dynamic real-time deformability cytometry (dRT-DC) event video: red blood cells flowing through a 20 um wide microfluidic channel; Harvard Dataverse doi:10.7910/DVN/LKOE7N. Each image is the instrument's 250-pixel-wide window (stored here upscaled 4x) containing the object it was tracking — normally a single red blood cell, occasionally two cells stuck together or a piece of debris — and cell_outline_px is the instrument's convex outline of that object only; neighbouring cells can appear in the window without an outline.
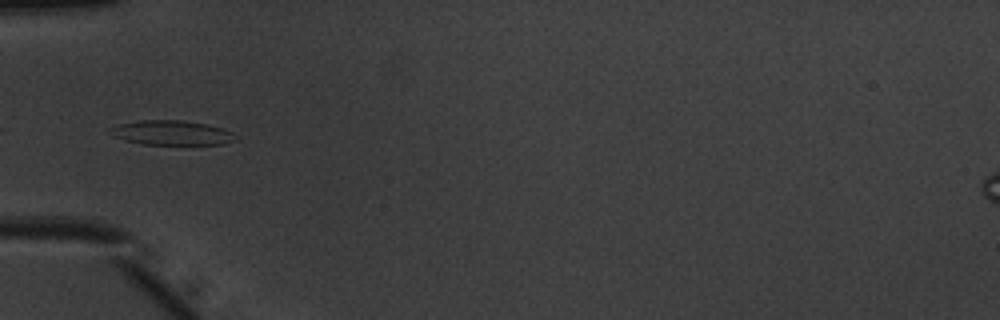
{"species": "common noctule bat (a hibernating species)", "species_latin": "Nyctalus noctula", "temperature_condition": "warm", "stored_images_in_passage": 35, "camera_frame_rate_fps": 3000, "um_per_image_px": 0.085, "animal": {"sex": "male", "body_mass_g": 20.1, "forearm_length_mm": 53.5}, "frame": {"image": 1, "passage_image": 1, "time_ms": 0.0, "image_size_px": [1000, 320], "cell_outline_px": [[236, 140], [224, 144], [144, 144], [128, 140], [116, 136], [108, 132], [108, 128], [120, 124], [140, 120], [184, 120], [208, 124], [232, 132], [236, 136]], "centroid_in_image_um": [14.62, 11.27], "position_along_channel_um": 70.4, "area_um2": 17.74}}
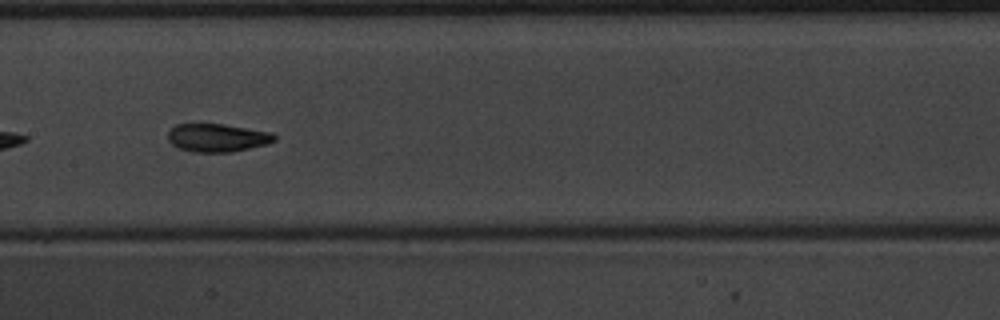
{"frame": {"image": 2, "passage_image": 10, "time_ms": 3.0, "image_size_px": [1000, 320], "cell_outline_px": [[276, 140], [268, 144], [232, 152], [192, 152], [180, 148], [172, 144], [168, 140], [168, 132], [176, 124], [224, 124], [272, 132], [276, 136]], "centroid_in_image_um": [18.5, 11.71], "position_along_channel_um": 188.9, "area_um2": 17.51}}
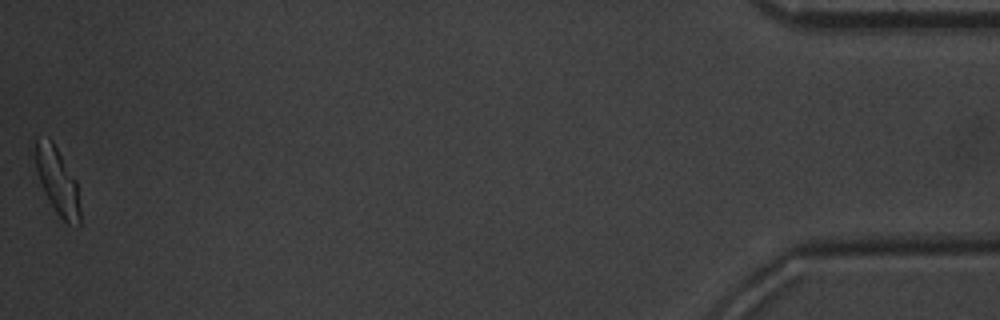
{"frame": {"image": 3, "passage_image": 35, "time_ms": 11.333, "image_size_px": [1000, 320], "cell_outline_px": [[80, 224], [76, 228], [68, 224], [56, 212], [48, 200], [44, 192], [36, 168], [36, 140], [48, 136], [52, 140], [76, 180], [80, 208]], "centroid_in_image_um": [4.91, 15.44], "position_along_channel_um": 430.3, "area_um2": 17.17}, "authors_computed_cell_mechanics": {"area_um2": 17.3978, "velocity_mm_per_s": 3.941, "shape_relaxation_time_tau1_ms": 2.4142, "shape_relaxation_time_tau2_ms": 1.4022, "deformation_change_tau1": 0.1429, "deformation_change_tau2": 0.0659}}